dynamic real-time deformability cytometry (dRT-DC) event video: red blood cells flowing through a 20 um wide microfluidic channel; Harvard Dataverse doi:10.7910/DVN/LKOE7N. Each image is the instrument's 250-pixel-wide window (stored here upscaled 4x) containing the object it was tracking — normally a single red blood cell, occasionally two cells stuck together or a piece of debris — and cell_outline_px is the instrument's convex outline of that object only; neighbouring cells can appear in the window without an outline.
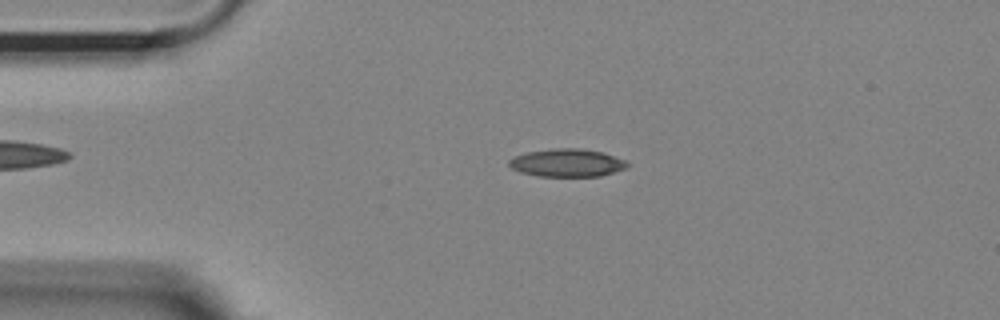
{"species": "Egyptian fruit bat (a non-hibernating species)", "species_latin": "Rousettus aegyptiacus", "temperature_condition": "room temperature", "stored_images_in_passage": 53, "camera_frame_rate_fps": 3000, "um_per_image_px": 0.085, "animal": {"sex": "female"}, "frame": {"image": 1, "passage_image": 11, "time_ms": 3.333, "image_size_px": [1000, 320], "cell_outline_px": [[628, 168], [600, 176], [536, 176], [520, 172], [512, 168], [508, 164], [508, 160], [516, 156], [528, 152], [556, 148], [576, 148], [600, 152], [624, 160], [628, 164]], "centroid_in_image_um": [48.18, 13.85], "position_along_channel_um": 36.8, "area_um2": 18.96}}
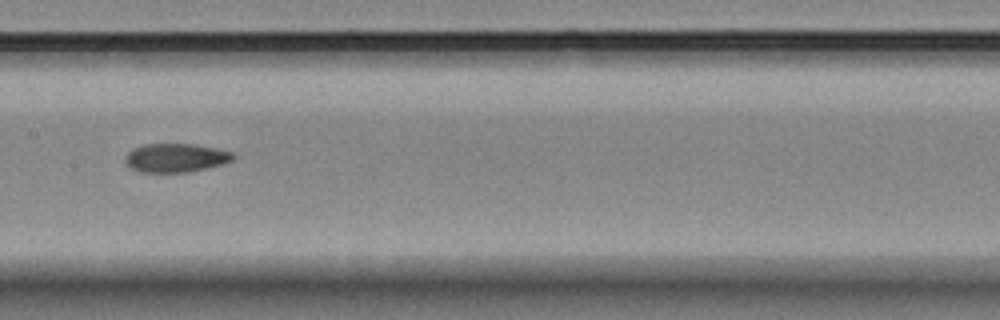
{"frame": {"image": 2, "passage_image": 26, "time_ms": 8.333, "image_size_px": [1000, 320], "cell_outline_px": [[236, 156], [232, 160], [220, 164], [188, 172], [140, 172], [132, 168], [124, 160], [124, 156], [132, 148], [144, 144], [192, 144], [216, 148], [232, 152]], "centroid_in_image_um": [14.9, 13.4], "position_along_channel_um": 192.5, "area_um2": 17.92}}
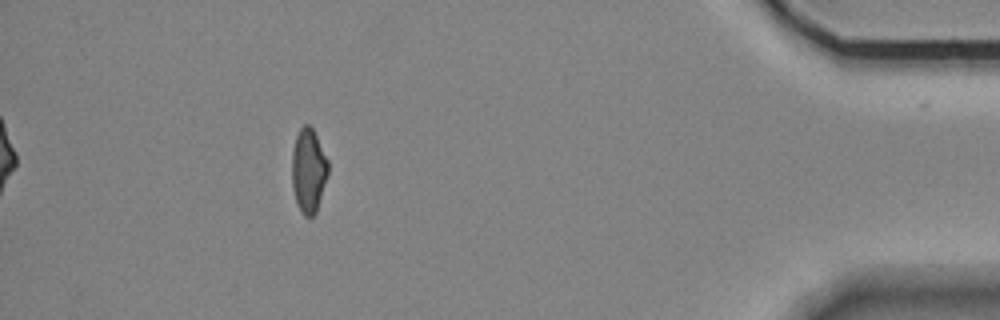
{"frame": {"image": 3, "passage_image": 48, "time_ms": 15.667, "image_size_px": [1000, 320], "cell_outline_px": [[328, 172], [316, 212], [312, 216], [304, 216], [300, 212], [292, 188], [292, 148], [296, 136], [300, 128], [304, 124], [308, 124], [312, 128], [328, 160]], "centroid_in_image_um": [26.2, 14.49], "position_along_channel_um": 409.0, "area_um2": 17.63}, "authors_computed_cell_mechanics": {"area_um2": 18.4382, "velocity_mm_per_s": 3.6923, "shape_relaxation_time_tau1_ms": null, "shape_relaxation_time_tau2_ms": 3.4473, "deformation_change_tau1": null, "deformation_change_tau2": 0.1007}}